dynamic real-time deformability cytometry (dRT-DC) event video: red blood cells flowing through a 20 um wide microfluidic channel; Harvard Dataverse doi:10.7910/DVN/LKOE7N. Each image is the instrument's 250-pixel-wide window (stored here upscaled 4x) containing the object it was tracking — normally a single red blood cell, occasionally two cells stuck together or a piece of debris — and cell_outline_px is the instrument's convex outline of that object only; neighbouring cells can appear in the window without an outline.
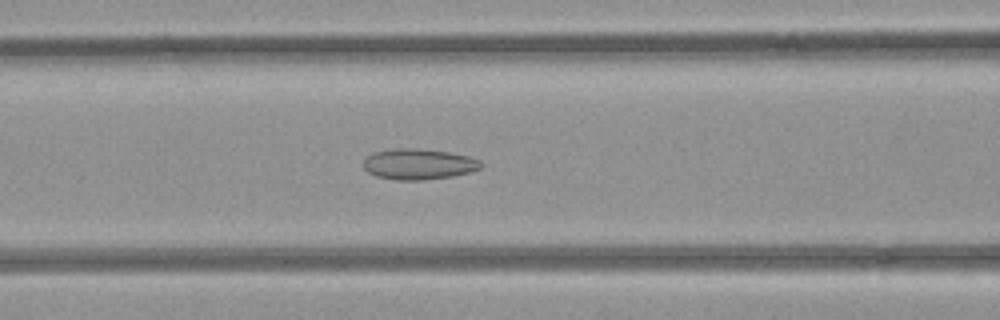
{"species": "common noctule bat (a hibernating species)", "species_latin": "Nyctalus noctula", "temperature_condition": "room temperature", "stored_images_in_passage": 38, "camera_frame_rate_fps": 3000, "um_per_image_px": 0.085, "animal": {"sex": "female", "body_mass_g": 21.9}, "frame": {"image": 1, "passage_image": 6, "time_ms": 1.667, "image_size_px": [1000, 320], "cell_outline_px": [[484, 164], [480, 168], [472, 172], [452, 176], [424, 180], [396, 180], [376, 176], [368, 172], [364, 168], [364, 160], [372, 152], [396, 148], [412, 148], [448, 152], [468, 156], [480, 160]], "centroid_in_image_um": [35.59, 13.95], "position_along_channel_um": 131.0, "area_um2": 21.1}}
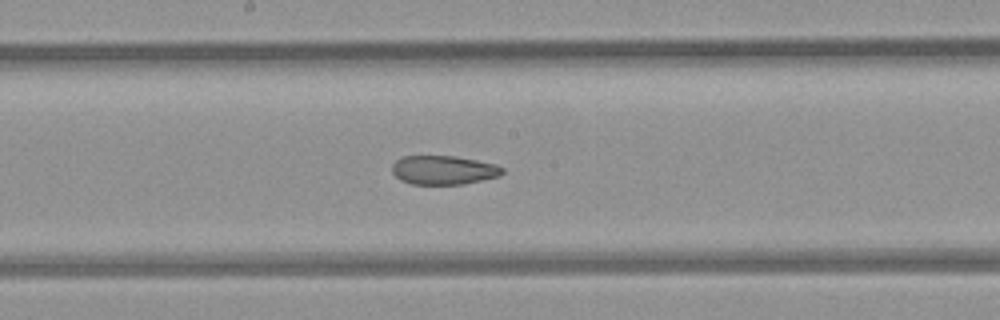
{"frame": {"image": 2, "passage_image": 12, "time_ms": 3.667, "image_size_px": [1000, 320], "cell_outline_px": [[504, 172], [500, 176], [464, 184], [412, 184], [400, 180], [392, 172], [392, 164], [396, 160], [404, 156], [456, 156], [496, 164], [504, 168]], "centroid_in_image_um": [37.71, 14.45], "position_along_channel_um": 210.5, "area_um2": 18.67}}
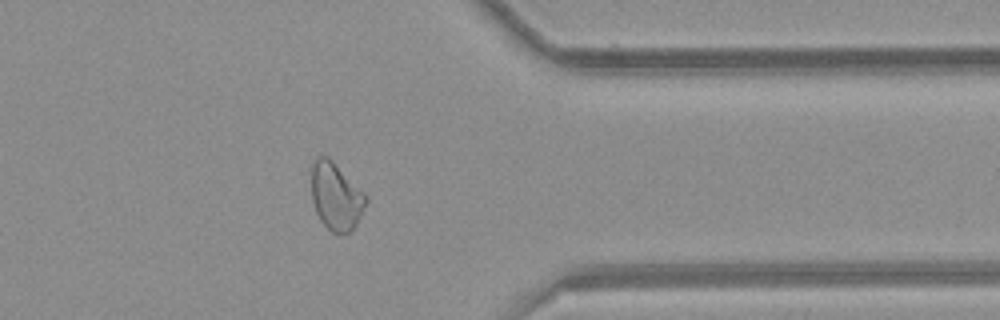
{"frame": {"image": 3, "passage_image": 26, "time_ms": 8.333, "image_size_px": [1000, 320], "cell_outline_px": [[368, 200], [356, 224], [344, 236], [332, 232], [320, 220], [316, 212], [312, 200], [312, 160], [316, 156], [328, 156], [368, 196]], "centroid_in_image_um": [28.55, 16.68], "position_along_channel_um": 382.8, "area_um2": 21.44}, "authors_computed_cell_mechanics": {"area_um2": 20.7502, "velocity_mm_per_s": 3.9759, "shape_relaxation_time_tau1_ms": null, "shape_relaxation_time_tau2_ms": 2.5319, "deformation_change_tau1": null, "deformation_change_tau2": 0.0829}}